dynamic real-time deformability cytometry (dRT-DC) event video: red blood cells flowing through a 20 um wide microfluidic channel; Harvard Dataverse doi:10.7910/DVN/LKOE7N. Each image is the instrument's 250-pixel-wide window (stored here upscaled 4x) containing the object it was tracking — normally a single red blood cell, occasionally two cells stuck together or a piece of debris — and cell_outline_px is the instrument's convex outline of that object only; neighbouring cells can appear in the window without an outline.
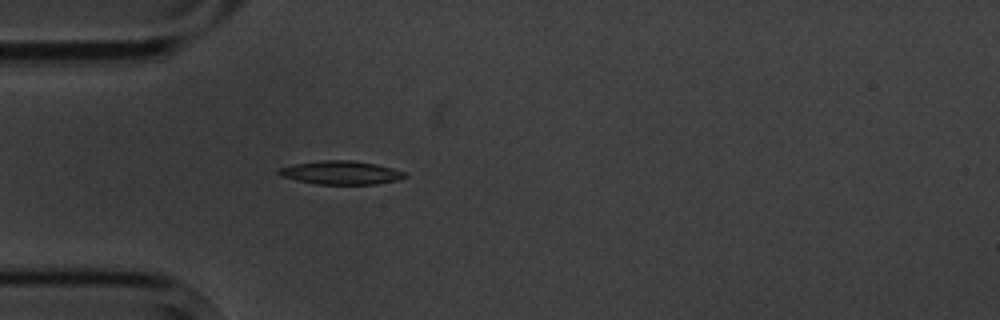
{"species": "common noctule bat (a hibernating species)", "species_latin": "Nyctalus noctula", "temperature_condition": "cold", "stored_images_in_passage": 4, "camera_frame_rate_fps": 3000, "um_per_image_px": 0.085, "animal": {"sex": "male", "body_mass_g": 20.1, "forearm_length_mm": 53.5}, "frame": {"image": 1, "passage_image": 4, "time_ms": 3.667, "image_size_px": [1000, 320], "cell_outline_px": [[408, 176], [400, 180], [376, 184], [316, 184], [296, 180], [284, 176], [276, 172], [280, 168], [292, 164], [320, 160], [352, 160], [376, 164], [392, 168], [404, 172]], "centroid_in_image_um": [29.0, 14.67], "position_along_channel_um": 56.0, "area_um2": 17.28}}